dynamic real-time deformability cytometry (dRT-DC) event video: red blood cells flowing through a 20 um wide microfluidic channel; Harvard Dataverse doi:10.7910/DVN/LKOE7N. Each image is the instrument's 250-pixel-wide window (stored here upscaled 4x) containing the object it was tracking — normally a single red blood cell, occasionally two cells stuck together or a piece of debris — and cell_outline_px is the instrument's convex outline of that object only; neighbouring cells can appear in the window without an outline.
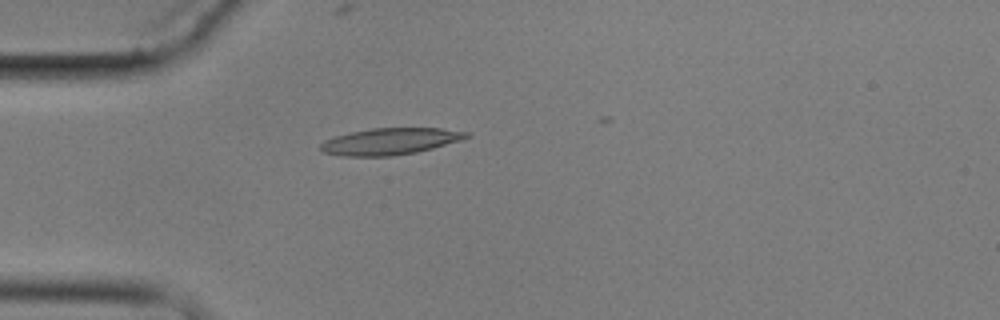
{"species": "common noctule bat (a hibernating species)", "species_latin": "Nyctalus noctula", "temperature_condition": "cold", "stored_images_in_passage": 6, "camera_frame_rate_fps": 3000, "um_per_image_px": 0.085, "animal": {"sex": "male", "body_mass_g": 17.9}, "frame": {"image": 1, "passage_image": 4, "time_ms": 4.333, "image_size_px": [1000, 320], "cell_outline_px": [[472, 136], [460, 140], [432, 148], [416, 152], [392, 156], [340, 156], [324, 152], [320, 148], [320, 144], [324, 140], [332, 136], [372, 128], [440, 128], [472, 132]], "centroid_in_image_um": [33.16, 12.01], "position_along_channel_um": 51.8, "area_um2": 22.72}}